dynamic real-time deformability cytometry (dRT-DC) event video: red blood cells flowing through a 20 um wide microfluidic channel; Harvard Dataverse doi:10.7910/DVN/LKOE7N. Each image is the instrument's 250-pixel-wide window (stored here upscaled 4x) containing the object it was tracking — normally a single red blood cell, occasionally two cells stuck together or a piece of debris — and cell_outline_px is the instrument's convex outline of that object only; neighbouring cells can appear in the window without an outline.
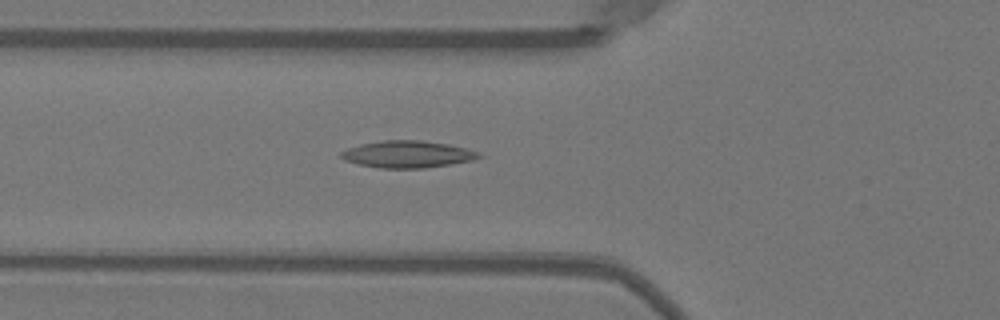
{"species": "Egyptian fruit bat (a non-hibernating species)", "species_latin": "Rousettus aegyptiacus", "temperature_condition": "warm", "stored_images_in_passage": 42, "camera_frame_rate_fps": 3000, "um_per_image_px": 0.085, "animal": {"sex": "female"}, "frame": {"image": 1, "passage_image": 10, "time_ms": 3.0, "image_size_px": [1000, 320], "cell_outline_px": [[480, 156], [472, 160], [452, 164], [424, 168], [380, 168], [360, 164], [344, 160], [340, 156], [340, 152], [348, 148], [360, 144], [384, 140], [424, 140], [448, 144], [464, 148], [476, 152]], "centroid_in_image_um": [34.59, 13.11], "position_along_channel_um": 91.2, "area_um2": 21.44}}
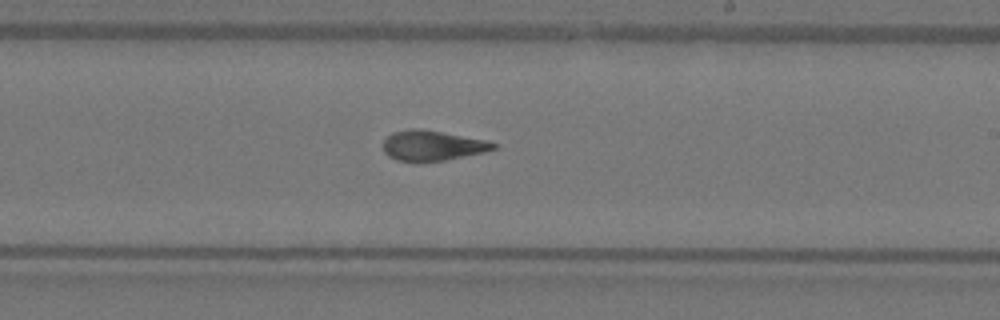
{"frame": {"image": 2, "passage_image": 22, "time_ms": 7.0, "image_size_px": [1000, 320], "cell_outline_px": [[496, 148], [484, 152], [444, 160], [396, 160], [388, 156], [384, 152], [384, 140], [392, 132], [412, 128], [420, 128], [488, 140], [496, 144]], "centroid_in_image_um": [36.76, 12.34], "position_along_channel_um": 252.2, "area_um2": 19.07}}
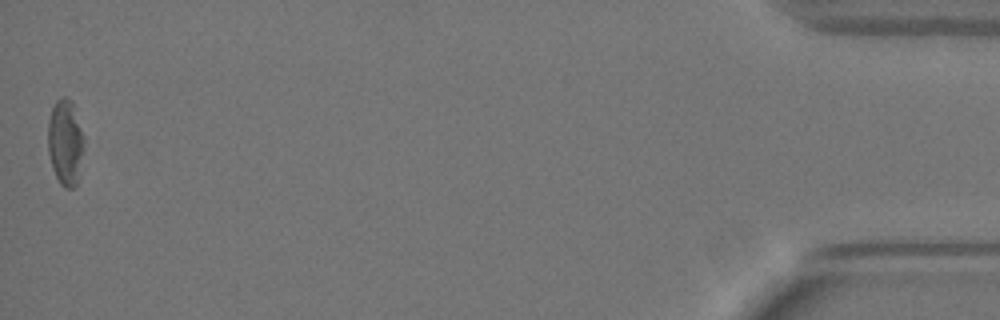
{"frame": {"image": 3, "passage_image": 42, "time_ms": 13.667, "image_size_px": [1000, 320], "cell_outline_px": [[84, 148], [76, 184], [72, 188], [64, 188], [60, 184], [52, 168], [48, 152], [48, 120], [52, 108], [56, 100], [60, 96], [64, 96], [72, 100], [84, 136]], "centroid_in_image_um": [5.55, 12.07], "position_along_channel_um": 429.7, "area_um2": 18.21}, "authors_computed_cell_mechanics": {"area_um2": 19.9988, "velocity_mm_per_s": 4.0153, "shape_relaxation_time_tau1_ms": null, "shape_relaxation_time_tau2_ms": 2.3961, "deformation_change_tau1": null, "deformation_change_tau2": 0.1134}}